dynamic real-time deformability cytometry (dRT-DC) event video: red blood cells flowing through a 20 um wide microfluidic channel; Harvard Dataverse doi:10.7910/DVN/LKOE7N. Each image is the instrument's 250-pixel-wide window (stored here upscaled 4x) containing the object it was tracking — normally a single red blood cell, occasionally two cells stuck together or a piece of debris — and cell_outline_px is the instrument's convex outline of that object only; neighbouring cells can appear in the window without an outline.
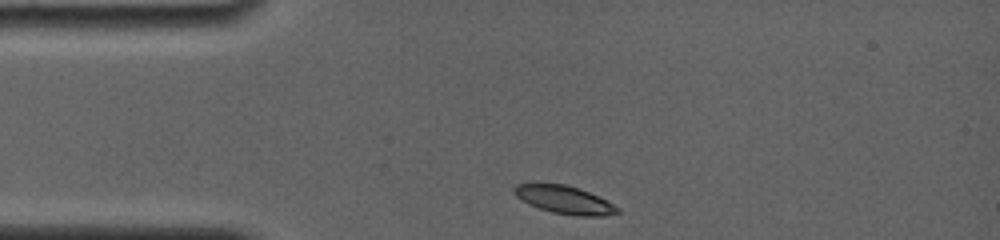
{"species": "common noctule bat (a hibernating species)", "species_latin": "Nyctalus noctula", "temperature_condition": "room temperature", "stored_images_in_passage": 45, "camera_frame_rate_fps": 4000, "um_per_image_px": 0.085, "animal": {"sex": "female", "body_mass_g": 19.0, "forearm_length_mm": 56.7}, "frame": {"image": 1, "passage_image": 1, "time_ms": 0.0, "image_size_px": [1000, 240], "cell_outline_px": [[620, 212], [604, 216], [576, 216], [552, 212], [528, 204], [520, 200], [512, 192], [512, 188], [516, 184], [528, 180], [532, 180], [564, 184], [580, 188], [620, 208]], "centroid_in_image_um": [47.84, 16.92], "position_along_channel_um": 37.2, "area_um2": 17.46}}
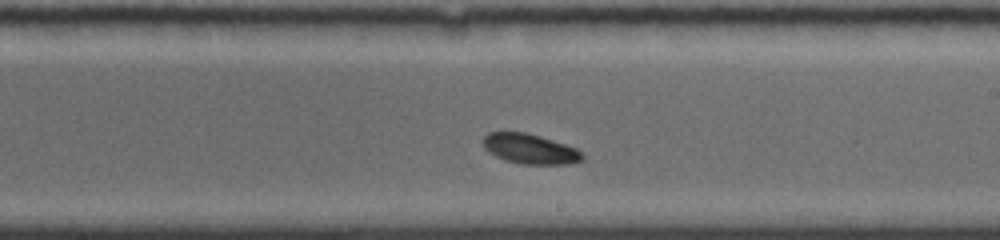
{"frame": {"image": 2, "passage_image": 26, "time_ms": 6.25, "image_size_px": [1000, 240], "cell_outline_px": [[584, 156], [580, 160], [568, 164], [520, 164], [504, 160], [488, 152], [484, 148], [480, 140], [488, 132], [524, 132], [540, 136], [576, 148]], "centroid_in_image_um": [44.97, 12.65], "position_along_channel_um": 244.0, "area_um2": 17.34}}
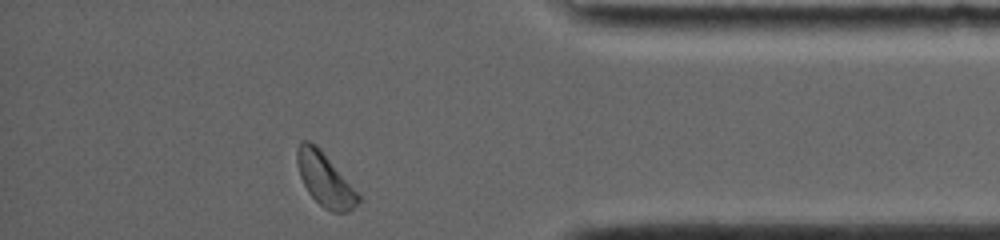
{"frame": {"image": 3, "passage_image": 44, "time_ms": 11.0, "image_size_px": [1000, 240], "cell_outline_px": [[360, 200], [348, 212], [332, 212], [324, 208], [308, 192], [300, 176], [296, 160], [296, 148], [300, 140], [308, 140], [328, 160], [360, 196]], "centroid_in_image_um": [27.56, 15.29], "position_along_channel_um": 407.6, "area_um2": 18.03}, "authors_computed_cell_mechanics": {"area_um2": 17.6868, "velocity_mm_per_s": 3.7268, "shape_relaxation_time_tau1_ms": 5.0033, "shape_relaxation_time_tau2_ms": null, "deformation_change_tau1": 0.1448, "deformation_change_tau2": null}}